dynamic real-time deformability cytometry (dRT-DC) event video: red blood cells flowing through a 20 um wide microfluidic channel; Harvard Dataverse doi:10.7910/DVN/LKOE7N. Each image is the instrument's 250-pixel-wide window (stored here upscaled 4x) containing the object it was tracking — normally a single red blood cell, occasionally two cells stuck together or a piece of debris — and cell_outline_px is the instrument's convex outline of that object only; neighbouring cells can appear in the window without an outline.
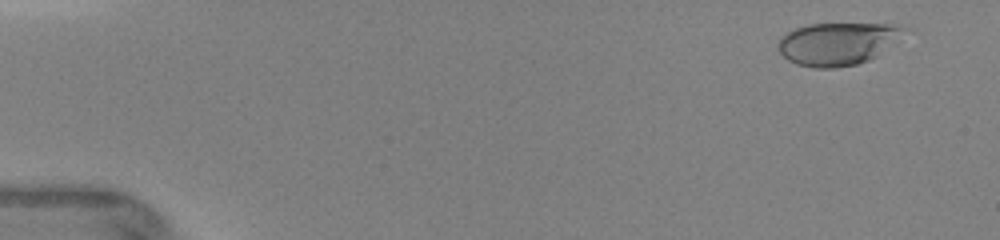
{"species": "human", "species_latin": "Homo sapiens", "temperature_condition": "warm", "stored_images_in_passage": 28, "camera_frame_rate_fps": 3000, "um_per_image_px": 0.085, "donor": {"sex": "female"}, "frame": {"image": 1, "passage_image": 2, "time_ms": 0.333, "image_size_px": [1000, 240], "cell_outline_px": [[908, 28], [876, 56], [868, 60], [856, 64], [836, 68], [816, 68], [796, 64], [788, 60], [780, 52], [780, 40], [788, 32], [796, 28], [808, 24], [888, 24]], "centroid_in_image_um": [71.15, 3.72], "position_along_channel_um": 13.8, "area_um2": 30.46}}
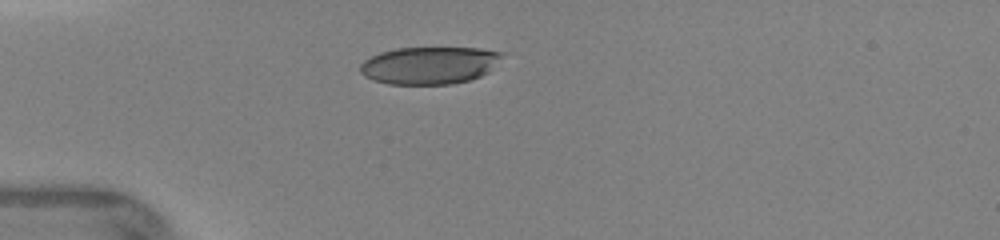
{"frame": {"image": 2, "passage_image": 18, "time_ms": 3.667, "image_size_px": [1000, 240], "cell_outline_px": [[504, 56], [488, 72], [480, 76], [468, 80], [452, 84], [388, 84], [364, 76], [360, 72], [360, 64], [364, 60], [380, 52], [396, 48], [480, 48], [504, 52]], "centroid_in_image_um": [36.52, 5.54], "position_along_channel_um": 48.5, "area_um2": 30.92}}